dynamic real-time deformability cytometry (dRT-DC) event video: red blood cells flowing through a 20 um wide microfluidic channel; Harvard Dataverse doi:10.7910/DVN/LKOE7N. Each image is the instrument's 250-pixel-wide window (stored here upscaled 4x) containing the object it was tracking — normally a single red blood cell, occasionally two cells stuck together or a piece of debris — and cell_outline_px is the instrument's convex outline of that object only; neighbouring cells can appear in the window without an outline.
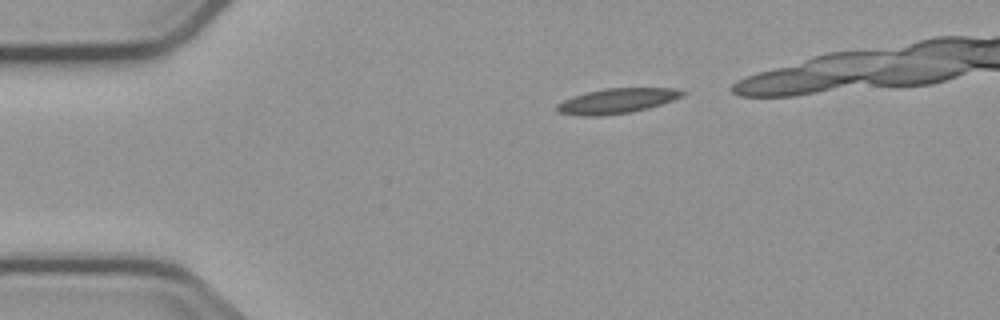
{"species": "common noctule bat (a hibernating species)", "species_latin": "Nyctalus noctula", "temperature_condition": "cold", "stored_images_in_passage": 3, "camera_frame_rate_fps": 3000, "um_per_image_px": 0.085, "animal": {"sex": "male", "body_mass_g": 23.1, "forearm_length_mm": 52.7}, "frame": {"image": 1, "passage_image": 1, "time_ms": 0.0, "image_size_px": [1000, 320], "cell_outline_px": [[688, 92], [684, 96], [648, 108], [632, 112], [600, 116], [580, 116], [560, 112], [556, 108], [556, 104], [572, 96], [604, 88], [672, 88]], "centroid_in_image_um": [52.44, 8.57], "position_along_channel_um": 32.6, "area_um2": 18.26}}